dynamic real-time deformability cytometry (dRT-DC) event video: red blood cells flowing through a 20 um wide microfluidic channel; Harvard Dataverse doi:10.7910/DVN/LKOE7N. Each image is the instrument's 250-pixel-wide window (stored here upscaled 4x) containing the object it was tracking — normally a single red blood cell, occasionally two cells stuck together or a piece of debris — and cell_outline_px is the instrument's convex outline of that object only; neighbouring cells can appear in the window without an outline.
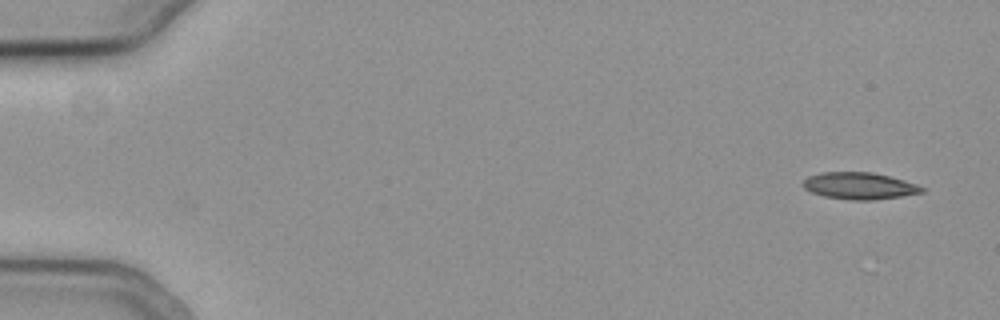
{"species": "common noctule bat (a hibernating species)", "species_latin": "Nyctalus noctula", "temperature_condition": "cold", "stored_images_in_passage": 21, "camera_frame_rate_fps": 3000, "um_per_image_px": 0.085, "animal": {"sex": "female", "body_mass_g": 19.3, "forearm_length_mm": 54.1}, "frame": {"image": 1, "passage_image": 1, "time_ms": 0.0, "image_size_px": [1000, 320], "cell_outline_px": [[924, 192], [900, 196], [872, 200], [852, 200], [824, 196], [812, 192], [804, 188], [800, 184], [808, 176], [820, 172], [872, 172], [904, 180], [916, 184], [924, 188]], "centroid_in_image_um": [73.01, 15.79], "position_along_channel_um": 12.0, "area_um2": 18.5}}
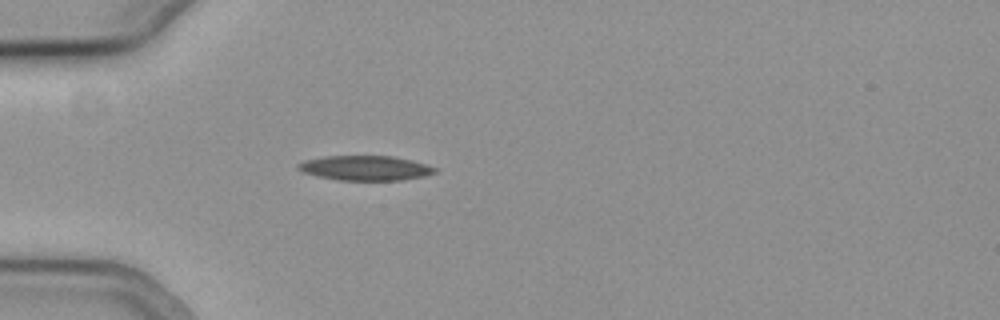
{"frame": {"image": 2, "passage_image": 15, "time_ms": 4.667, "image_size_px": [1000, 320], "cell_outline_px": [[440, 168], [436, 172], [424, 176], [404, 180], [336, 180], [316, 176], [304, 172], [296, 168], [296, 164], [304, 160], [324, 156], [392, 156], [412, 160], [428, 164]], "centroid_in_image_um": [31.07, 14.28], "position_along_channel_um": 53.9, "area_um2": 20.0}}
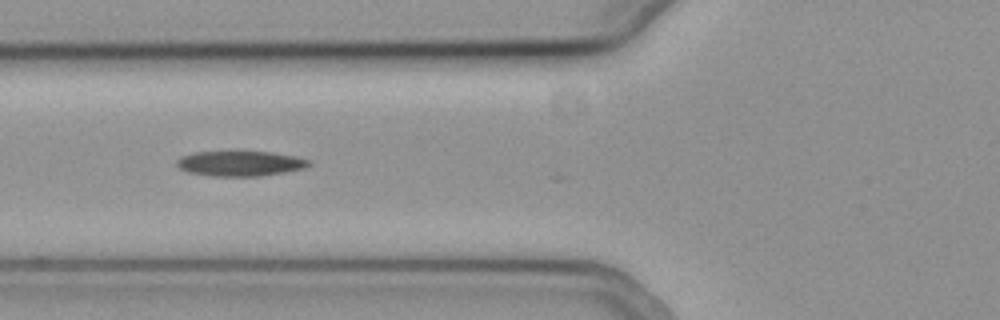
{"frame": {"image": 3, "passage_image": 20, "time_ms": 6.333, "image_size_px": [1000, 320], "cell_outline_px": [[312, 164], [304, 168], [284, 172], [260, 176], [212, 176], [188, 172], [180, 168], [176, 164], [176, 160], [180, 156], [196, 152], [232, 148], [236, 148], [272, 152], [296, 156], [312, 160]], "centroid_in_image_um": [20.41, 13.83], "position_along_channel_um": 105.4, "area_um2": 20.52}}